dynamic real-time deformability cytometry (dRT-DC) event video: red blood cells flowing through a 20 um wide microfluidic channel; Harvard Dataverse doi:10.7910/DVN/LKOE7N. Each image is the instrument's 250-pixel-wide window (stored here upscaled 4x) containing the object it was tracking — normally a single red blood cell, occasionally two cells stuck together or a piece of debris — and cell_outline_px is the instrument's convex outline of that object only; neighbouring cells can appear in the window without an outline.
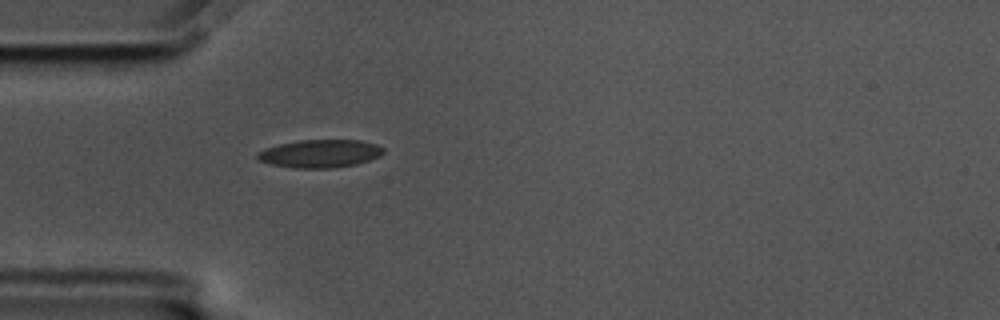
{"species": "common noctule bat (a hibernating species)", "species_latin": "Nyctalus noctula", "temperature_condition": "cold", "stored_images_in_passage": 42, "camera_frame_rate_fps": 3000, "um_per_image_px": 0.085, "animal": {"sex": "male", "body_mass_g": 17.5, "forearm_length_mm": 52.3}, "frame": {"image": 1, "passage_image": 1, "time_ms": 0.0, "image_size_px": [1000, 320], "cell_outline_px": [[384, 152], [380, 156], [356, 164], [332, 168], [292, 168], [268, 164], [260, 160], [256, 156], [256, 152], [264, 148], [280, 144], [300, 140], [360, 140], [376, 144], [384, 148]], "centroid_in_image_um": [27.18, 13.06], "position_along_channel_um": 57.8, "area_um2": 20.63}}
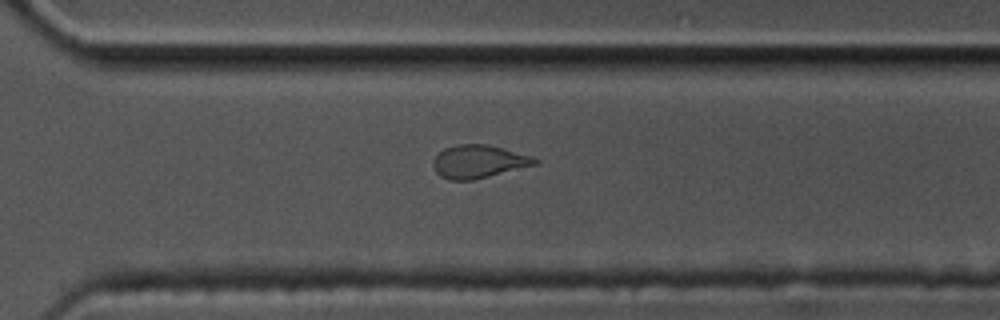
{"frame": {"image": 2, "passage_image": 25, "time_ms": 8.0, "image_size_px": [1000, 320], "cell_outline_px": [[540, 164], [472, 180], [448, 180], [440, 176], [436, 172], [432, 164], [432, 160], [444, 148], [456, 144], [488, 144], [532, 156], [540, 160]], "centroid_in_image_um": [40.7, 13.73], "position_along_channel_um": 329.9, "area_um2": 19.77}}
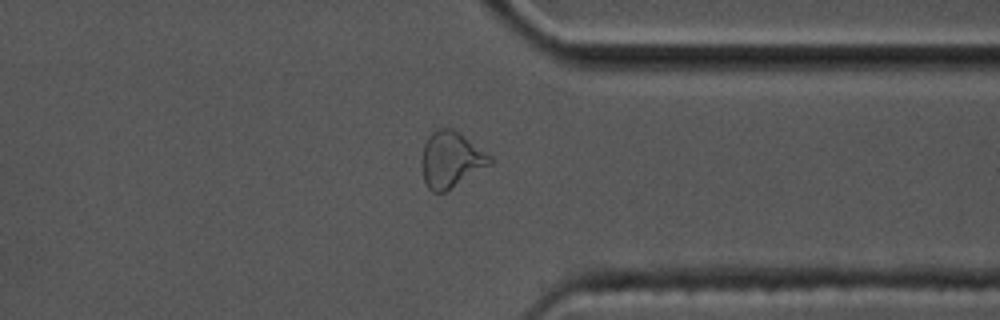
{"frame": {"image": 3, "passage_image": 29, "time_ms": 9.333, "image_size_px": [1000, 320], "cell_outline_px": [[492, 164], [444, 192], [432, 192], [428, 188], [424, 180], [420, 164], [420, 160], [424, 144], [428, 136], [432, 132], [440, 128], [452, 128], [492, 156]], "centroid_in_image_um": [38.3, 13.57], "position_along_channel_um": 373.1, "area_um2": 22.2}, "authors_computed_cell_mechanics": {"area_um2": 20.0566, "velocity_mm_per_s": 3.4454, "shape_relaxation_time_tau1_ms": 5.9503, "shape_relaxation_time_tau2_ms": 1.4948, "deformation_change_tau1": 0.1665, "deformation_change_tau2": 0.0833}}